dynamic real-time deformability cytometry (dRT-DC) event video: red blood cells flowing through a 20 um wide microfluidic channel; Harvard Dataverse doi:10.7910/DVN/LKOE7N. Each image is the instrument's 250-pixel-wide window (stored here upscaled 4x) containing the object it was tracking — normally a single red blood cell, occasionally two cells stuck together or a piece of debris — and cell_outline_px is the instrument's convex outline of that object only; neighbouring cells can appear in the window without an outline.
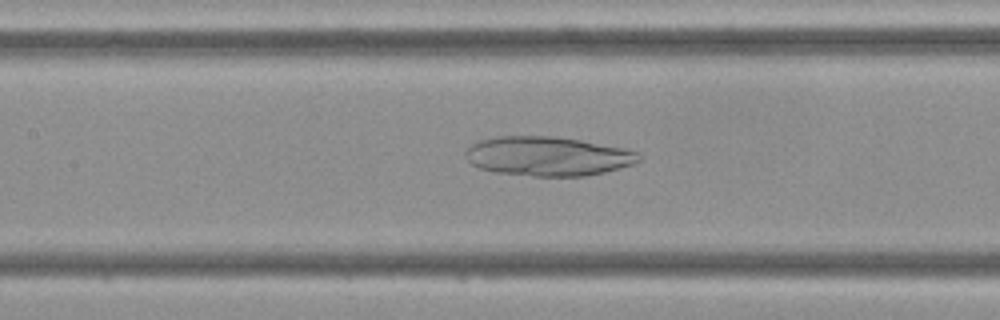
{"species": "Egyptian fruit bat (a non-hibernating species)", "species_latin": "Rousettus aegyptiacus", "temperature_condition": "cold", "stored_images_in_passage": 42, "camera_frame_rate_fps": 3000, "um_per_image_px": 0.085, "frame": {"image": 1, "passage_image": 16, "time_ms": 5.0, "image_size_px": [1000, 320], "cell_outline_px": [[640, 160], [636, 164], [604, 172], [584, 176], [532, 176], [492, 172], [480, 168], [472, 164], [464, 156], [464, 152], [472, 144], [480, 140], [496, 136], [552, 136], [580, 140], [628, 148], [640, 152]], "centroid_in_image_um": [46.59, 13.28], "position_along_channel_um": 160.8, "area_um2": 40.06}}
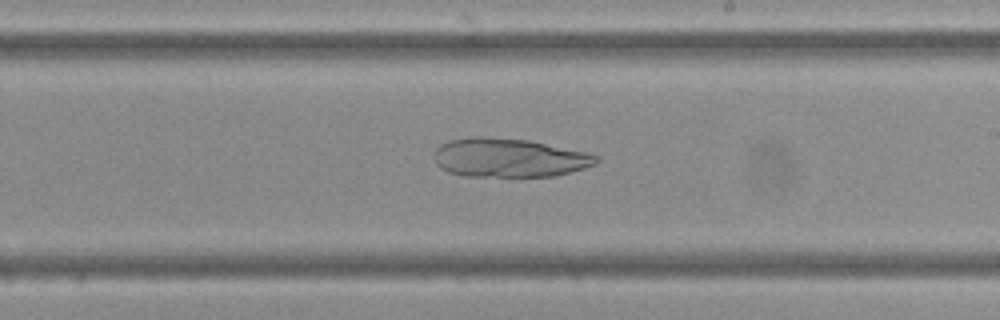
{"frame": {"image": 2, "passage_image": 22, "time_ms": 7.0, "image_size_px": [1000, 320], "cell_outline_px": [[600, 160], [596, 164], [584, 168], [552, 176], [464, 176], [448, 172], [440, 168], [436, 164], [436, 148], [440, 144], [448, 140], [472, 136], [484, 136], [528, 140], [588, 152], [600, 156]], "centroid_in_image_um": [43.27, 13.4], "position_along_channel_um": 245.7, "area_um2": 36.82}}
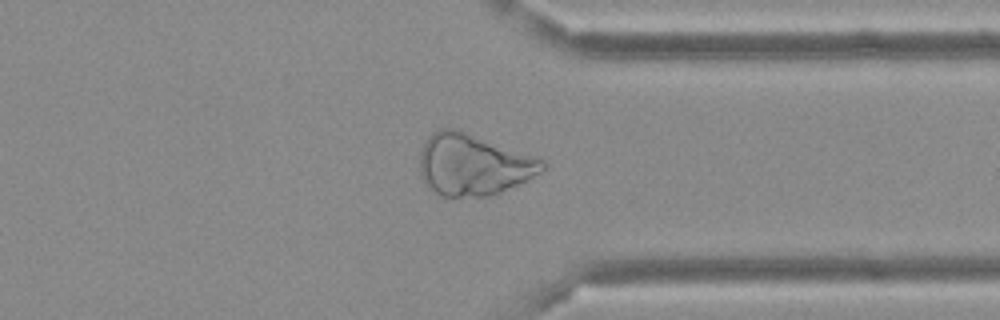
{"frame": {"image": 3, "passage_image": 31, "time_ms": 10.0, "image_size_px": [1000, 320], "cell_outline_px": [[548, 164], [540, 172], [500, 192], [488, 196], [436, 196], [428, 188], [424, 180], [420, 168], [420, 152], [428, 136], [432, 132], [440, 128], [456, 128], [540, 156], [548, 160]], "centroid_in_image_um": [40.25, 13.96], "position_along_channel_um": 371.1, "area_um2": 44.39}}